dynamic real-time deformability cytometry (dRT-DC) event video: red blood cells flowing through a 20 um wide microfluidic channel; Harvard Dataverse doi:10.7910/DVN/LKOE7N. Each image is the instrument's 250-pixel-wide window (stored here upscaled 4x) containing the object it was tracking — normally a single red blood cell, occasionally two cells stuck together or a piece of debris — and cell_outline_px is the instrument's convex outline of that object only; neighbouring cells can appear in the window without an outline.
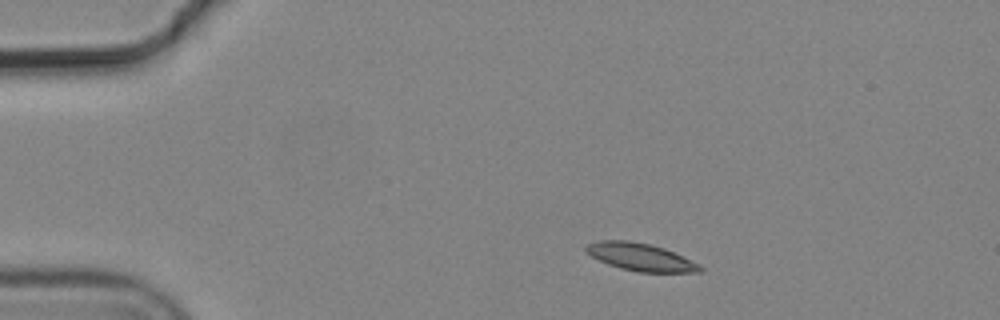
{"species": "common noctule bat (a hibernating species)", "species_latin": "Nyctalus noctula", "temperature_condition": "cold", "stored_images_in_passage": 5, "camera_frame_rate_fps": 3000, "um_per_image_px": 0.085, "animal": {"sex": "male", "body_mass_g": 19.2, "forearm_length_mm": 51.8}, "frame": {"image": 1, "passage_image": 1, "time_ms": 0.0, "image_size_px": [1000, 320], "cell_outline_px": [[704, 272], [640, 272], [620, 268], [608, 264], [592, 256], [584, 248], [588, 244], [600, 240], [628, 240], [652, 244], [664, 248], [700, 264], [704, 268]], "centroid_in_image_um": [54.49, 21.84], "position_along_channel_um": 30.5, "area_um2": 18.26}}
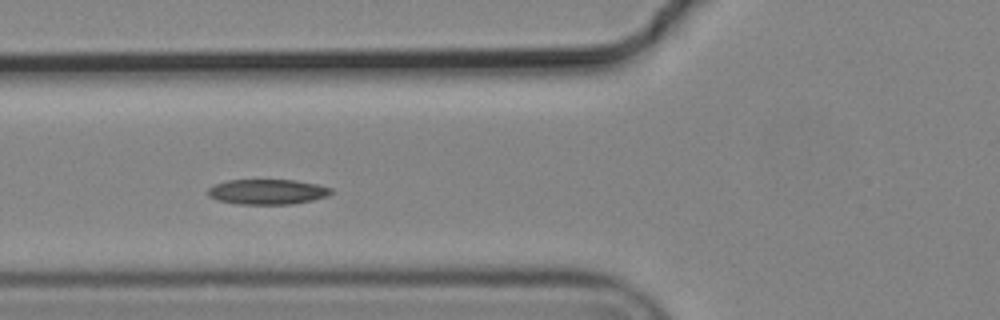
{"frame": {"image": 2, "passage_image": 4, "time_ms": 1.0, "image_size_px": [1000, 320], "cell_outline_px": [[332, 192], [328, 196], [312, 200], [292, 204], [236, 204], [220, 200], [208, 196], [208, 188], [212, 184], [228, 180], [296, 180], [316, 184], [332, 188]], "centroid_in_image_um": [22.72, 16.3], "position_along_channel_um": 103.1, "area_um2": 18.09}}
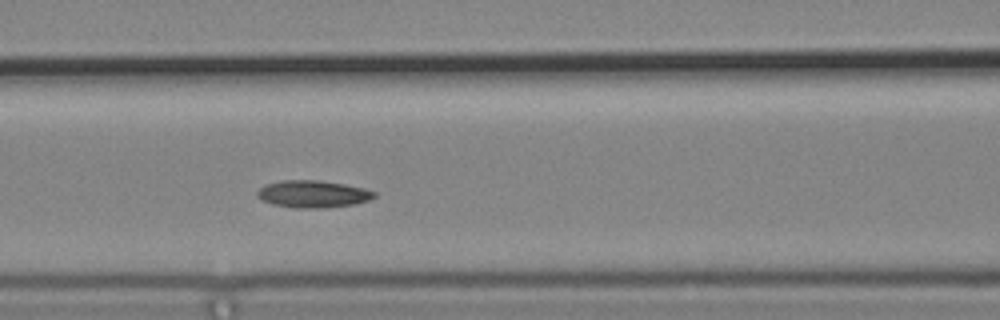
{"frame": {"image": 3, "passage_image": 5, "time_ms": 1.333, "image_size_px": [1000, 320], "cell_outline_px": [[376, 196], [368, 200], [352, 204], [320, 208], [292, 208], [272, 204], [260, 200], [256, 196], [256, 192], [260, 188], [268, 184], [284, 180], [320, 180], [344, 184], [364, 188], [376, 192]], "centroid_in_image_um": [26.56, 16.49], "position_along_channel_um": 140.0, "area_um2": 18.5}}